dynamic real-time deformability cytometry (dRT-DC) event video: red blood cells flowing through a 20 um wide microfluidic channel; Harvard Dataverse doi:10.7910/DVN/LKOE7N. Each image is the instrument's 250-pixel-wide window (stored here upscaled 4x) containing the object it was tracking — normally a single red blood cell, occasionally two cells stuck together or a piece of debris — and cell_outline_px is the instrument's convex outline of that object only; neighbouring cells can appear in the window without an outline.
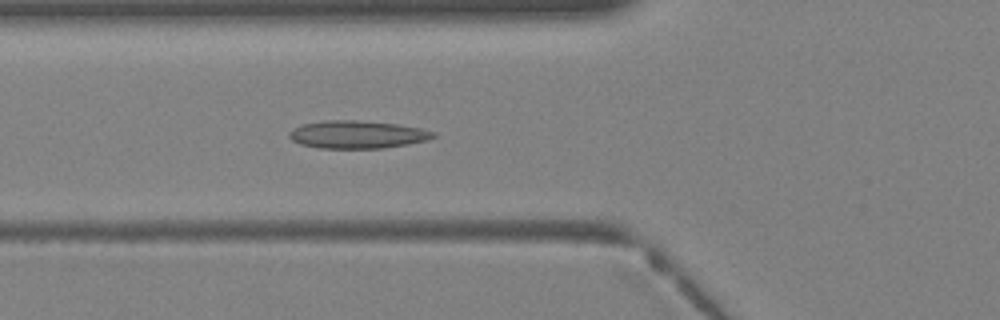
{"species": "Egyptian fruit bat (a non-hibernating species)", "species_latin": "Rousettus aegyptiacus", "temperature_condition": "warm", "stored_images_in_passage": 40, "segment_of_instrument_passage": [1, 2], "camera_frame_rate_fps": 3000, "um_per_image_px": 0.085, "animal": {"sex": "female"}, "frame": {"image": 1, "passage_image": 14, "time_ms": 4.333, "image_size_px": [1000, 320], "cell_outline_px": [[436, 136], [428, 140], [408, 144], [384, 148], [320, 148], [300, 144], [292, 140], [288, 136], [288, 132], [292, 128], [300, 124], [324, 120], [360, 120], [396, 124], [420, 128], [436, 132]], "centroid_in_image_um": [30.34, 11.43], "position_along_channel_um": 95.5, "area_um2": 23.52}}
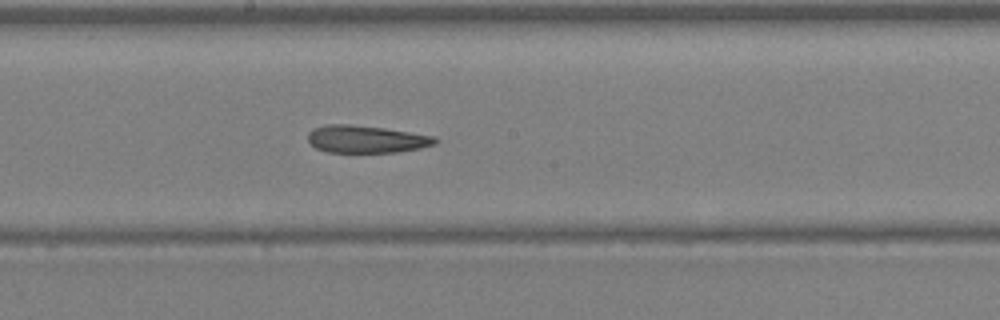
{"frame": {"image": 2, "passage_image": 21, "time_ms": 6.667, "image_size_px": [1000, 320], "cell_outline_px": [[440, 140], [436, 144], [420, 148], [396, 152], [324, 152], [316, 148], [308, 140], [308, 132], [312, 128], [328, 124], [352, 124], [384, 128], [436, 136]], "centroid_in_image_um": [31.14, 11.82], "position_along_channel_um": 217.1, "area_um2": 20.52}}
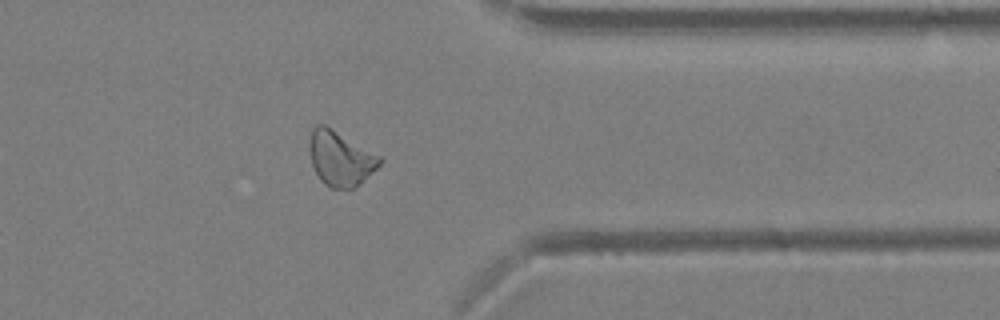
{"frame": {"image": 3, "passage_image": 31, "time_ms": 10.0, "image_size_px": [1000, 320], "cell_outline_px": [[384, 160], [372, 172], [352, 188], [332, 188], [324, 184], [320, 180], [312, 164], [308, 148], [308, 144], [312, 128], [316, 124], [324, 124], [332, 128], [380, 156]], "centroid_in_image_um": [28.89, 13.44], "position_along_channel_um": 382.5, "area_um2": 22.2}}